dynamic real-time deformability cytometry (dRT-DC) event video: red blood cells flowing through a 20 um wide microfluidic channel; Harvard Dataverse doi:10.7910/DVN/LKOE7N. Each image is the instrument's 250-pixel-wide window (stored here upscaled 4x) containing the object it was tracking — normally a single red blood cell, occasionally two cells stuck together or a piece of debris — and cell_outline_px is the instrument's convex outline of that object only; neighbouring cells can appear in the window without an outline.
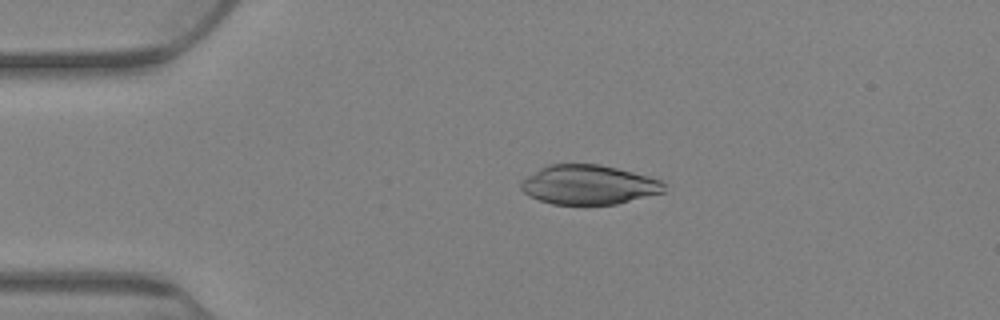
{"species": "Egyptian fruit bat (a non-hibernating species)", "species_latin": "Rousettus aegyptiacus", "temperature_condition": "warm", "stored_images_in_passage": 78, "camera_frame_rate_fps": 3000, "um_per_image_px": 0.085, "animal": {"sex": "female"}, "frame": {"image": 1, "passage_image": 17, "time_ms": 5.333, "image_size_px": [1000, 320], "cell_outline_px": [[664, 192], [616, 204], [584, 208], [552, 204], [528, 196], [520, 188], [520, 180], [540, 168], [548, 164], [600, 164], [648, 176], [660, 180], [664, 184]], "centroid_in_image_um": [49.98, 15.75], "position_along_channel_um": 35.0, "area_um2": 33.7}}
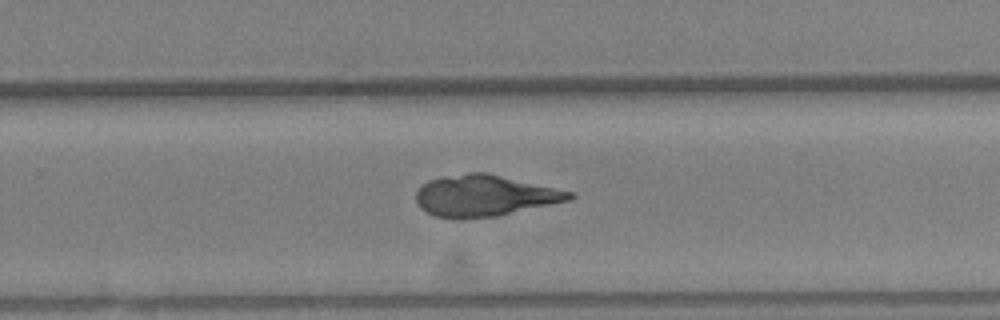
{"frame": {"image": 2, "passage_image": 51, "time_ms": 16.667, "image_size_px": [1000, 320], "cell_outline_px": [[576, 196], [572, 200], [496, 216], [436, 216], [420, 208], [416, 200], [416, 192], [428, 180], [444, 176], [468, 172], [488, 172], [572, 192]], "centroid_in_image_um": [41.23, 16.59], "position_along_channel_um": 288.6, "area_um2": 36.18}}
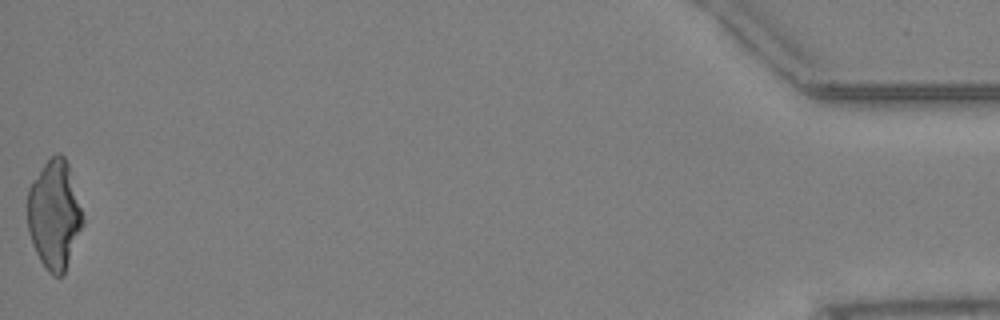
{"frame": {"image": 3, "passage_image": 78, "time_ms": 25.667, "image_size_px": [1000, 320], "cell_outline_px": [[84, 224], [64, 272], [60, 276], [52, 276], [48, 272], [40, 260], [32, 244], [28, 232], [28, 188], [32, 180], [44, 164], [56, 152], [60, 152], [64, 156], [68, 164], [84, 216]], "centroid_in_image_um": [4.62, 18.24], "position_along_channel_um": 430.6, "area_um2": 35.08}}